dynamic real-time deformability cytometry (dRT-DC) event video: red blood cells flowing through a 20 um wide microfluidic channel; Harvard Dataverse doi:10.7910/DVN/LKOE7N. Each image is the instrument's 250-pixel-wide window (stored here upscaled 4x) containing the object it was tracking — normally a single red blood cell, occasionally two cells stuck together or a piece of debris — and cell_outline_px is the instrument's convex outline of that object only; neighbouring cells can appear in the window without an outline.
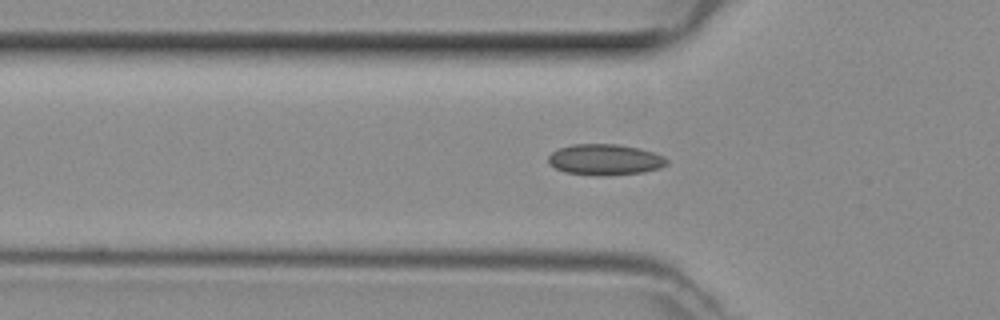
{"species": "common noctule bat (a hibernating species)", "species_latin": "Nyctalus noctula", "temperature_condition": "room temperature", "stored_images_in_passage": 39, "camera_frame_rate_fps": 3000, "um_per_image_px": 0.085, "animal": {"sex": "female", "body_mass_g": 29.2, "forearm_length_mm": 56.3}, "frame": {"image": 1, "passage_image": 12, "time_ms": 3.667, "image_size_px": [1000, 320], "cell_outline_px": [[668, 164], [660, 168], [644, 172], [604, 176], [596, 176], [564, 172], [548, 164], [548, 156], [552, 152], [560, 148], [572, 144], [616, 144], [636, 148], [652, 152], [664, 156], [668, 160]], "centroid_in_image_um": [51.41, 13.58], "position_along_channel_um": 74.4, "area_um2": 21.44}}
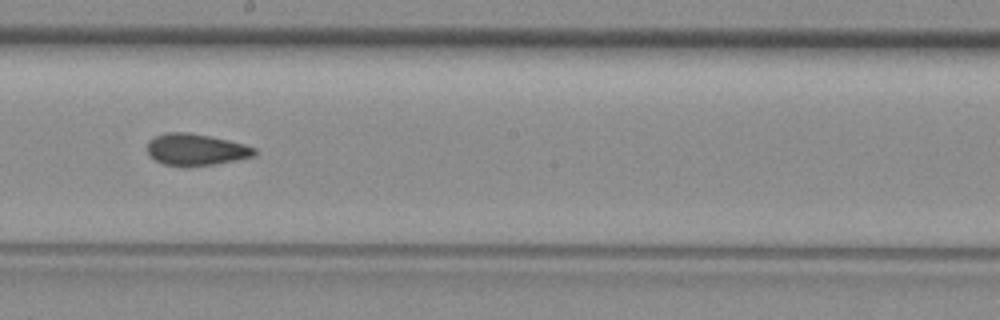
{"frame": {"image": 2, "passage_image": 23, "time_ms": 7.333, "image_size_px": [1000, 320], "cell_outline_px": [[256, 156], [216, 164], [184, 168], [164, 164], [148, 156], [148, 144], [156, 136], [168, 132], [188, 132], [228, 140], [244, 144], [256, 148]], "centroid_in_image_um": [16.67, 12.74], "position_along_channel_um": 231.5, "area_um2": 19.94}}
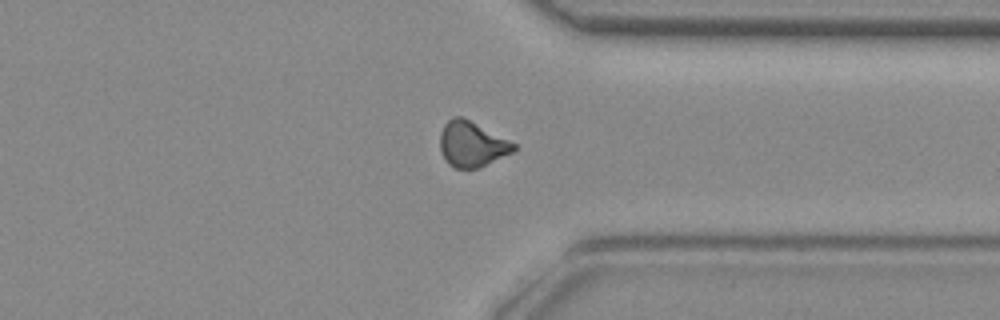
{"frame": {"image": 3, "passage_image": 33, "time_ms": 10.667, "image_size_px": [1000, 320], "cell_outline_px": [[516, 152], [480, 168], [456, 168], [448, 164], [440, 148], [440, 132], [444, 124], [452, 116], [460, 116], [516, 144]], "centroid_in_image_um": [40.12, 12.28], "position_along_channel_um": 371.3, "area_um2": 19.42}}